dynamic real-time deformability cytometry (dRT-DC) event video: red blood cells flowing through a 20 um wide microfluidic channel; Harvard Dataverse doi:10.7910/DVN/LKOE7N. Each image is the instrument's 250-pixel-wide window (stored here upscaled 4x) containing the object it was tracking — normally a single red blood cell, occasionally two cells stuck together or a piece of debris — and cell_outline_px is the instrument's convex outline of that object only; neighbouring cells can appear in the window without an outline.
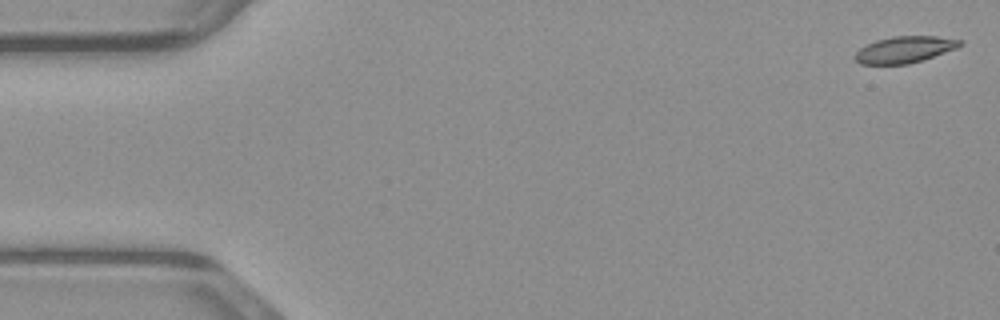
{"species": "common noctule bat (a hibernating species)", "species_latin": "Nyctalus noctula", "temperature_condition": "warm", "stored_images_in_passage": 48, "camera_frame_rate_fps": 3000, "um_per_image_px": 0.085, "animal": {"sex": "male", "body_mass_g": 23.1, "forearm_length_mm": 52.7}, "frame": {"image": 1, "passage_image": 1, "time_ms": 0.0, "image_size_px": [1000, 320], "cell_outline_px": [[964, 44], [956, 48], [924, 60], [908, 64], [860, 64], [852, 56], [860, 48], [876, 40], [892, 36], [936, 36], [964, 40]], "centroid_in_image_um": [76.91, 4.21], "position_along_channel_um": 8.1, "area_um2": 16.36}}
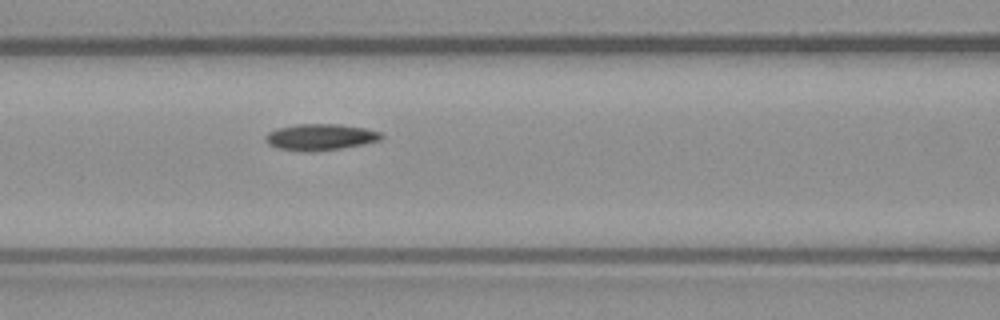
{"frame": {"image": 2, "passage_image": 20, "time_ms": 6.333, "image_size_px": [1000, 320], "cell_outline_px": [[384, 136], [380, 140], [364, 144], [340, 148], [308, 152], [304, 152], [280, 148], [268, 144], [264, 140], [264, 136], [268, 132], [276, 128], [296, 124], [340, 124], [364, 128], [380, 132]], "centroid_in_image_um": [27.2, 11.64], "position_along_channel_um": 139.4, "area_um2": 17.8}}
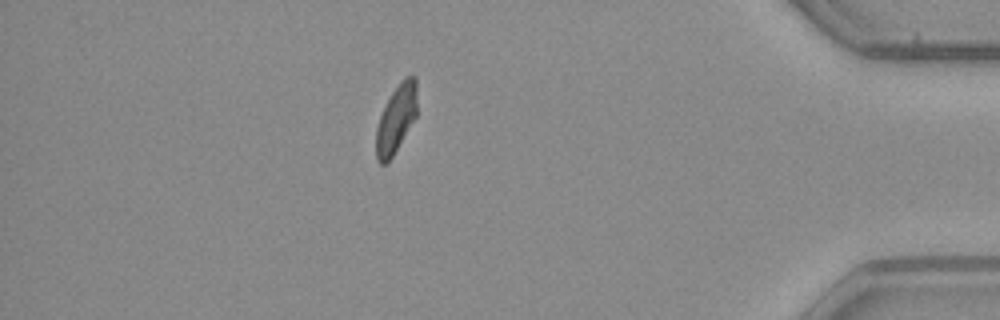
{"frame": {"image": 3, "passage_image": 42, "time_ms": 13.667, "image_size_px": [1000, 320], "cell_outline_px": [[416, 116], [392, 156], [384, 164], [380, 164], [376, 160], [376, 128], [380, 116], [392, 92], [400, 80], [404, 76], [416, 76]], "centroid_in_image_um": [33.66, 10.08], "position_along_channel_um": 401.5, "area_um2": 15.9}}